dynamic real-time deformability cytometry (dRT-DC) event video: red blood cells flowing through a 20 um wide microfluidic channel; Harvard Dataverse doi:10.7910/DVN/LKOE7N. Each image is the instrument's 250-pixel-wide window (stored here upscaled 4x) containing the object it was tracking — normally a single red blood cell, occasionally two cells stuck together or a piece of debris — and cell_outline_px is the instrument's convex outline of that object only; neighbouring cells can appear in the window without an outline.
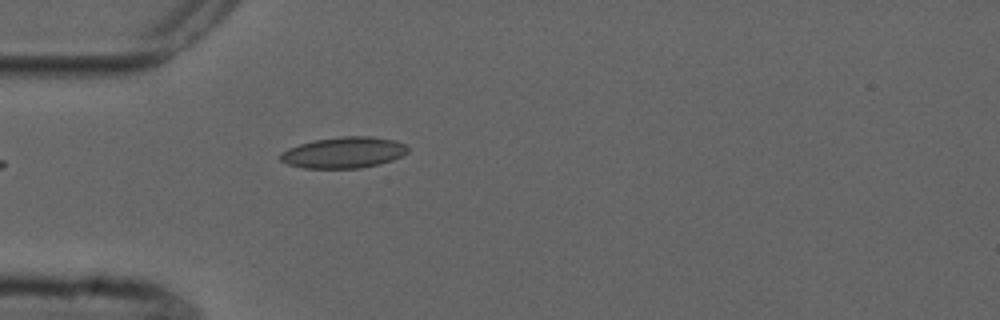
{"species": "common noctule bat (a hibernating species)", "species_latin": "Nyctalus noctula", "temperature_condition": "cold", "stored_images_in_passage": 2, "camera_frame_rate_fps": 3000, "um_per_image_px": 0.085, "animal": {"sex": "male", "forearm_length_mm": 52.5}, "frame": {"image": 1, "passage_image": 2, "time_ms": 4.0, "image_size_px": [1000, 320], "cell_outline_px": [[408, 152], [392, 160], [380, 164], [360, 168], [304, 168], [288, 164], [280, 160], [280, 152], [288, 148], [300, 144], [316, 140], [340, 136], [372, 136], [396, 140], [404, 144], [408, 148]], "centroid_in_image_um": [29.22, 12.96], "position_along_channel_um": 55.8, "area_um2": 23.12}}